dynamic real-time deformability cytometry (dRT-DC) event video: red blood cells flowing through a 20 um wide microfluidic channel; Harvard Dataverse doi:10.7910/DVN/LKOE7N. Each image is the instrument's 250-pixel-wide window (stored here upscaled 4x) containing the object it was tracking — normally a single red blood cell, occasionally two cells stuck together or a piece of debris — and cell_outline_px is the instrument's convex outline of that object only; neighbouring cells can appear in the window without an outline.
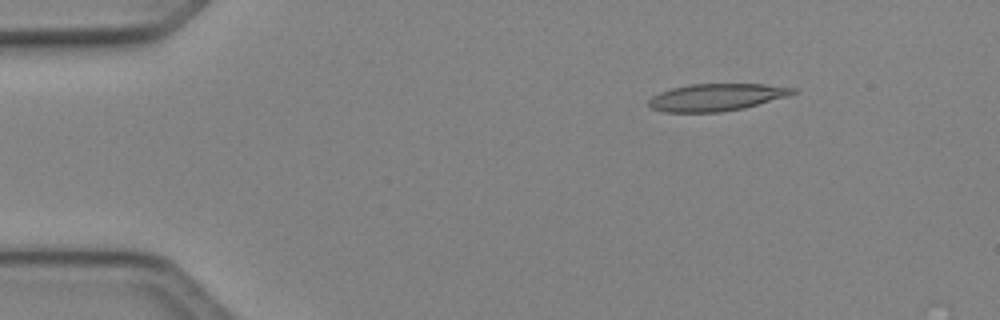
{"species": "Egyptian fruit bat (a non-hibernating species)", "species_latin": "Rousettus aegyptiacus", "temperature_condition": "cold", "stored_images_in_passage": 45, "camera_frame_rate_fps": 3000, "um_per_image_px": 0.085, "animal": {"sex": "female"}, "frame": {"image": 1, "passage_image": 3, "time_ms": 0.667, "image_size_px": [1000, 320], "cell_outline_px": [[796, 92], [788, 96], [744, 108], [720, 112], [664, 112], [652, 108], [648, 104], [648, 100], [652, 96], [660, 92], [672, 88], [688, 84], [764, 84], [796, 88]], "centroid_in_image_um": [60.89, 8.26], "position_along_channel_um": 24.1, "area_um2": 22.83}}
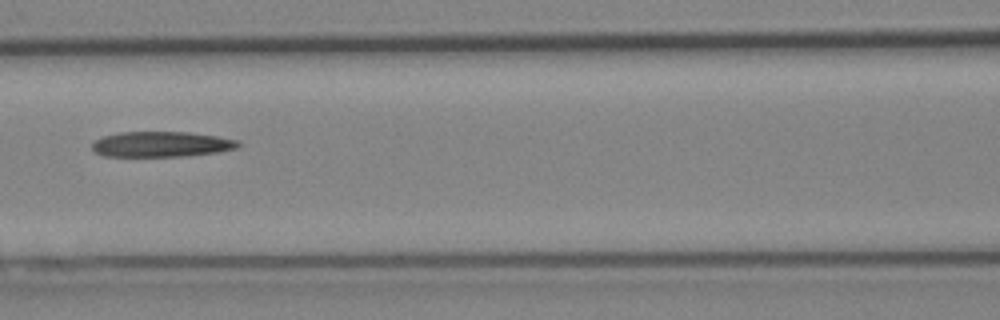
{"frame": {"image": 2, "passage_image": 18, "time_ms": 5.667, "image_size_px": [1000, 320], "cell_outline_px": [[244, 144], [236, 148], [220, 152], [188, 156], [104, 156], [96, 152], [92, 148], [92, 144], [96, 140], [104, 136], [120, 132], [188, 132], [216, 136], [240, 140]], "centroid_in_image_um": [13.79, 12.26], "position_along_channel_um": 152.8, "area_um2": 21.73}}
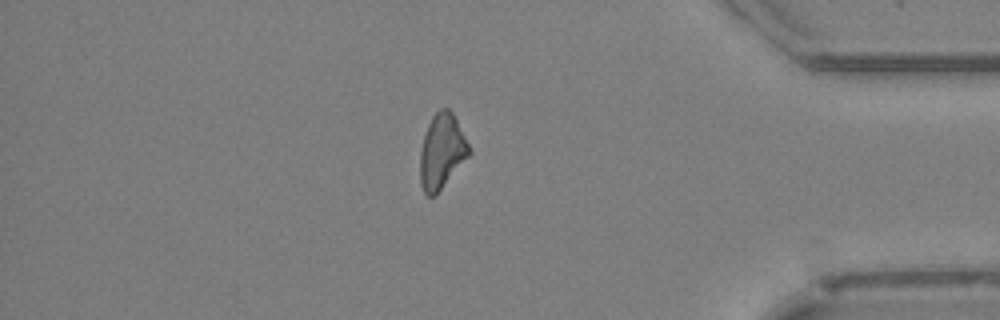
{"frame": {"image": 3, "passage_image": 38, "time_ms": 12.333, "image_size_px": [1000, 320], "cell_outline_px": [[472, 152], [436, 196], [428, 196], [424, 192], [420, 184], [420, 152], [424, 136], [428, 124], [432, 116], [440, 108], [448, 108], [452, 112]], "centroid_in_image_um": [37.54, 12.9], "position_along_channel_um": 397.7, "area_um2": 21.27}}